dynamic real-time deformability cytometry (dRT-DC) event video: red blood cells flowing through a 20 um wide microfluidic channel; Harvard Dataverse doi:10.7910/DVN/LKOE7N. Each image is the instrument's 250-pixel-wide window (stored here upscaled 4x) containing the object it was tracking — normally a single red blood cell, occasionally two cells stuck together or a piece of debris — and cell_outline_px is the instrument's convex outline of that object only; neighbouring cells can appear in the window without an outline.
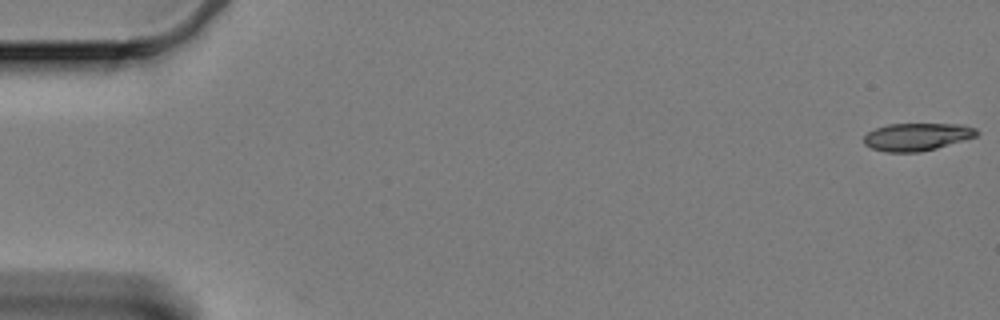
{"species": "Egyptian fruit bat (a non-hibernating species)", "species_latin": "Rousettus aegyptiacus", "temperature_condition": "cold", "stored_images_in_passage": 61, "camera_frame_rate_fps": 3000, "um_per_image_px": 0.085, "animal": {"sex": "female"}, "frame": {"image": 1, "passage_image": 1, "time_ms": 0.0, "image_size_px": [1000, 320], "cell_outline_px": [[980, 132], [976, 136], [936, 148], [920, 152], [884, 152], [872, 148], [864, 144], [864, 136], [868, 132], [876, 128], [888, 124], [960, 124], [976, 128]], "centroid_in_image_um": [77.93, 11.62], "position_along_channel_um": 7.1, "area_um2": 18.09}}
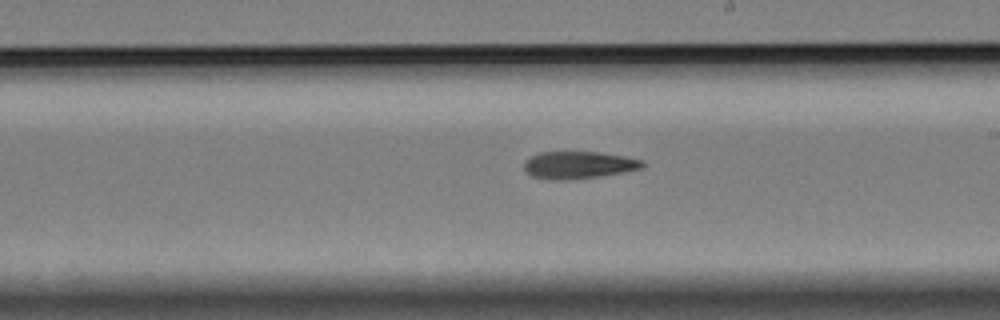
{"frame": {"image": 2, "passage_image": 35, "time_ms": 11.333, "image_size_px": [1000, 320], "cell_outline_px": [[644, 164], [640, 168], [624, 172], [568, 180], [548, 180], [532, 176], [524, 168], [524, 160], [540, 152], [596, 152], [624, 156], [644, 160]], "centroid_in_image_um": [49.15, 14.02], "position_along_channel_um": 239.9, "area_um2": 18.67}}
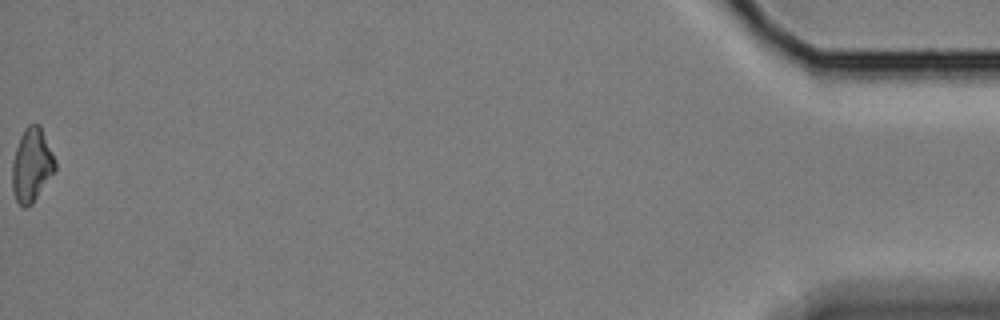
{"frame": {"image": 3, "passage_image": 61, "time_ms": 20.0, "image_size_px": [1000, 320], "cell_outline_px": [[56, 168], [32, 204], [28, 208], [24, 208], [16, 200], [12, 192], [12, 160], [20, 136], [24, 128], [28, 124], [40, 124], [56, 160]], "centroid_in_image_um": [2.68, 14.02], "position_along_channel_um": 432.5, "area_um2": 18.5}}